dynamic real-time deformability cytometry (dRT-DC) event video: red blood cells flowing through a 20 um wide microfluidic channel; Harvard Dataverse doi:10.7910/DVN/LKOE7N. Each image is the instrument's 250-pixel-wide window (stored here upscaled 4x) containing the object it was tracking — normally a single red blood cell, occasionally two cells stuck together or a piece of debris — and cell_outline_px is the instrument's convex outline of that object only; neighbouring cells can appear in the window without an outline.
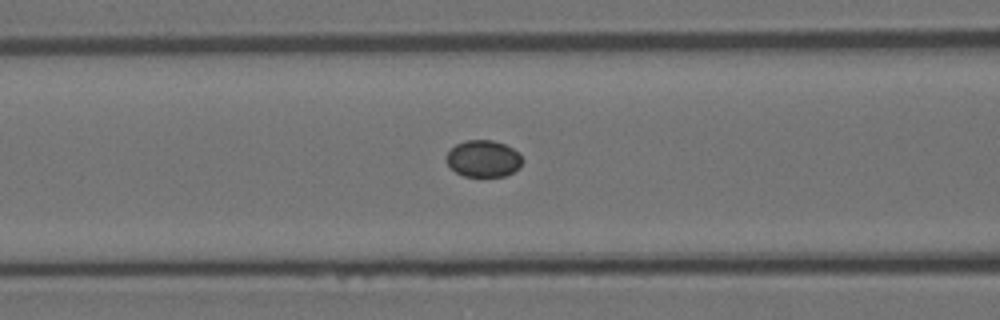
{"species": "Egyptian fruit bat (a non-hibernating species)", "species_latin": "Rousettus aegyptiacus", "temperature_condition": "room temperature", "stored_images_in_passage": 7, "camera_frame_rate_fps": 3000, "um_per_image_px": 0.085, "animal": {"sex": "female"}, "frame": {"image": 1, "passage_image": 6, "time_ms": 1.667, "image_size_px": [1000, 320], "cell_outline_px": [[524, 160], [520, 168], [504, 176], [464, 176], [456, 172], [444, 160], [444, 156], [456, 144], [468, 140], [492, 140], [504, 144], [520, 152]], "centroid_in_image_um": [41.1, 13.48], "position_along_channel_um": 125.5, "area_um2": 16.42}}
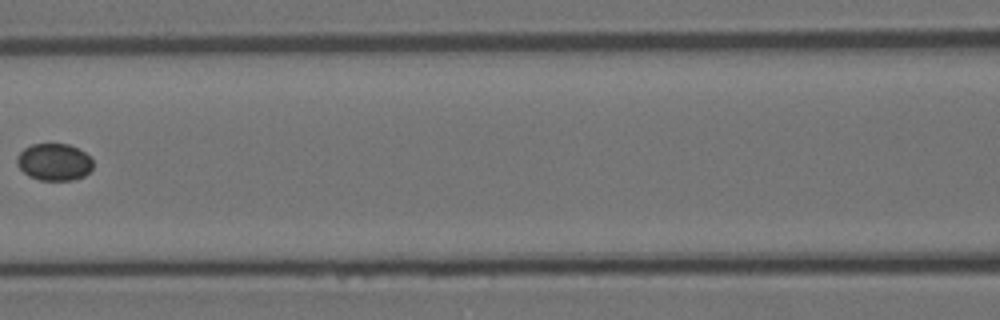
{"frame": {"image": 2, "passage_image": 7, "time_ms": 2.0, "image_size_px": [1000, 320], "cell_outline_px": [[92, 168], [84, 176], [72, 180], [40, 180], [28, 176], [16, 164], [16, 156], [24, 148], [32, 144], [68, 144], [84, 152], [92, 160]], "centroid_in_image_um": [4.57, 13.77], "position_along_channel_um": 162.0, "area_um2": 16.36}}